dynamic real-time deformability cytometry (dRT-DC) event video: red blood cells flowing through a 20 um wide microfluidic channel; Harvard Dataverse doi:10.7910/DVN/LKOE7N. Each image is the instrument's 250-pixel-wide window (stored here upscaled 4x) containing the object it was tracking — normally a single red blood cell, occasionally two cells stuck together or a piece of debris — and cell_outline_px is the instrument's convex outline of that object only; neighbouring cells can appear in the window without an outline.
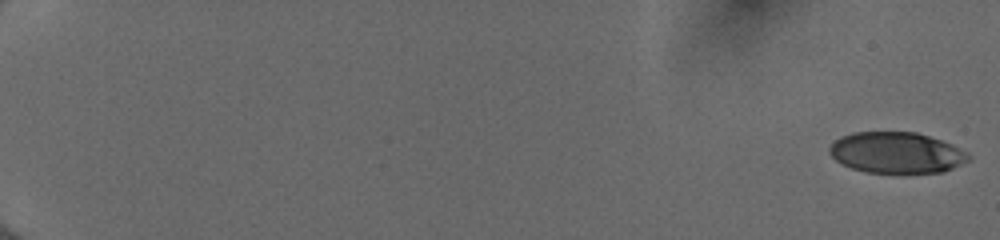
{"species": "human", "species_latin": "Homo sapiens", "temperature_condition": "cold", "stored_images_in_passage": 54, "camera_frame_rate_fps": 3000, "um_per_image_px": 0.085, "donor": {"sex": "female"}, "frame": {"image": 1, "passage_image": 1, "time_ms": 0.0, "image_size_px": [1000, 240], "cell_outline_px": [[972, 156], [968, 160], [944, 172], [868, 172], [852, 168], [836, 160], [828, 152], [828, 148], [840, 136], [852, 132], [916, 132], [952, 144], [968, 152]], "centroid_in_image_um": [76.2, 12.96], "position_along_channel_um": 8.8, "area_um2": 33.0}}
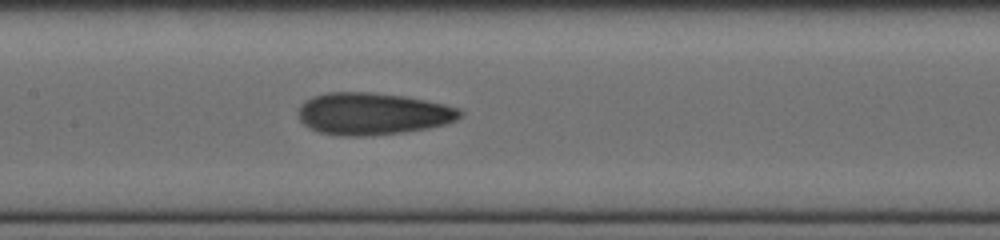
{"frame": {"image": 2, "passage_image": 30, "time_ms": 9.667, "image_size_px": [1000, 240], "cell_outline_px": [[464, 112], [456, 120], [444, 124], [428, 128], [404, 132], [364, 136], [340, 136], [320, 132], [308, 128], [300, 120], [296, 112], [300, 104], [304, 100], [312, 96], [328, 92], [372, 92], [404, 96], [444, 104], [460, 108]], "centroid_in_image_um": [31.63, 9.66], "position_along_channel_um": 175.8, "area_um2": 39.94}}
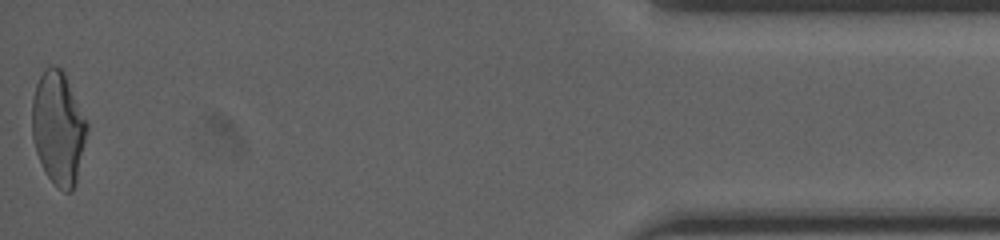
{"frame": {"image": 3, "passage_image": 54, "time_ms": 17.667, "image_size_px": [1000, 240], "cell_outline_px": [[88, 128], [76, 184], [72, 192], [64, 192], [48, 176], [36, 152], [32, 136], [32, 100], [36, 84], [44, 68], [52, 64], [56, 64], [64, 72], [88, 124]], "centroid_in_image_um": [4.95, 10.86], "position_along_channel_um": 430.2, "area_um2": 36.07}, "authors_computed_cell_mechanics": {"area_um2": 36.7608, "velocity_mm_per_s": 4.0411, "shape_relaxation_time_tau1_ms": 6.8739, "shape_relaxation_time_tau2_ms": 1.7974, "deformation_change_tau1": 0.2193, "deformation_change_tau2": 0.0993}}